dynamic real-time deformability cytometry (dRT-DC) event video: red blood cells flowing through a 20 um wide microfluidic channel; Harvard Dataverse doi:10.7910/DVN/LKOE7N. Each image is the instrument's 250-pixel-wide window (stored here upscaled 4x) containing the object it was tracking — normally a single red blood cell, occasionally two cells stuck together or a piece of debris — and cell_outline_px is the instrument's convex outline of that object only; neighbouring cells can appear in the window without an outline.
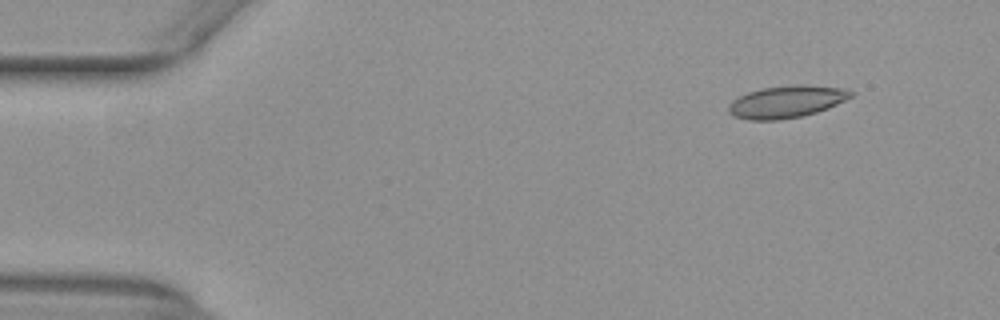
{"species": "common noctule bat (a hibernating species)", "species_latin": "Nyctalus noctula", "temperature_condition": "warm", "stored_images_in_passage": 48, "camera_frame_rate_fps": 3000, "um_per_image_px": 0.085, "animal": {"sex": "female", "body_mass_g": 29.2, "forearm_length_mm": 56.3}, "frame": {"image": 1, "passage_image": 1, "time_ms": 0.0, "image_size_px": [1000, 320], "cell_outline_px": [[852, 96], [828, 108], [804, 116], [780, 120], [748, 120], [732, 116], [728, 112], [728, 104], [732, 100], [748, 92], [764, 88], [800, 84], [804, 84], [844, 88], [852, 92]], "centroid_in_image_um": [66.82, 8.66], "position_along_channel_um": 18.2, "area_um2": 22.95}}
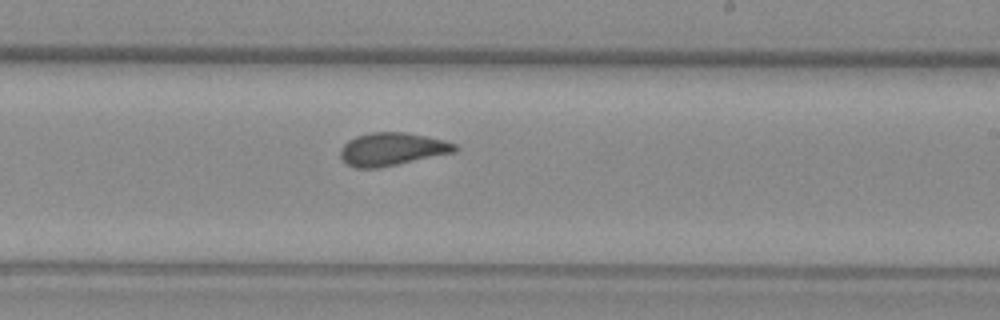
{"frame": {"image": 2, "passage_image": 27, "time_ms": 8.667, "image_size_px": [1000, 320], "cell_outline_px": [[460, 148], [456, 152], [376, 168], [356, 168], [348, 164], [340, 156], [340, 148], [348, 140], [356, 136], [372, 132], [404, 132], [428, 136], [444, 140], [456, 144]], "centroid_in_image_um": [33.35, 12.66], "position_along_channel_um": 255.7, "area_um2": 21.91}}
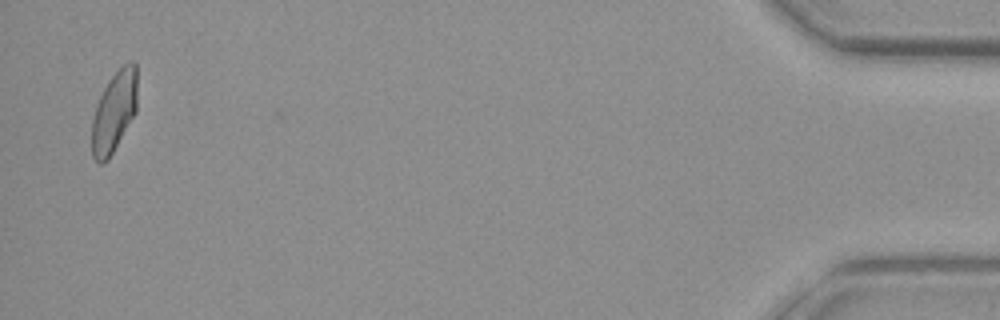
{"frame": {"image": 3, "passage_image": 47, "time_ms": 15.333, "image_size_px": [1000, 320], "cell_outline_px": [[136, 112], [108, 160], [100, 164], [92, 156], [92, 120], [96, 104], [108, 80], [128, 60], [132, 60], [136, 64]], "centroid_in_image_um": [9.69, 9.49], "position_along_channel_um": 425.5, "area_um2": 21.27}, "authors_computed_cell_mechanics": {"area_um2": 22.1085, "velocity_mm_per_s": 3.9363, "shape_relaxation_time_tau1_ms": null, "shape_relaxation_time_tau2_ms": 1.0846, "deformation_change_tau1": null, "deformation_change_tau2": 0.0585}}